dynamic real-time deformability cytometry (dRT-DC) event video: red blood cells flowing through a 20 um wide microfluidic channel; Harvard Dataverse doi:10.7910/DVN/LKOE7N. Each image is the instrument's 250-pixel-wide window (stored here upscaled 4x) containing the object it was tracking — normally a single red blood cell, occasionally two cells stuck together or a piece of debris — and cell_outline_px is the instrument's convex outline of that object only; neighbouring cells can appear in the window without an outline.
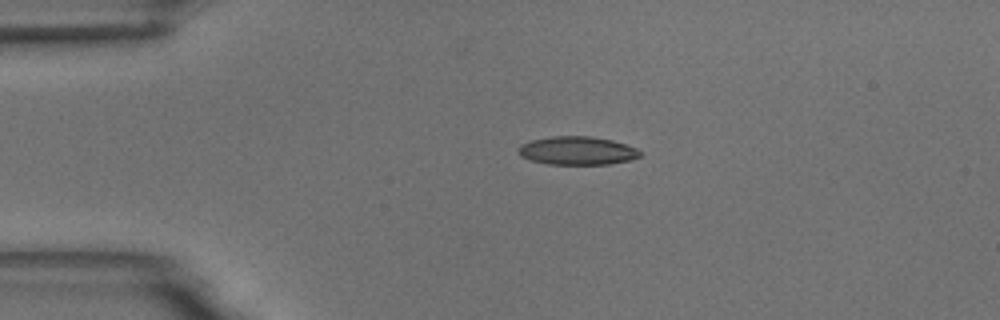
{"species": "common noctule bat (a hibernating species)", "species_latin": "Nyctalus noctula", "temperature_condition": "room temperature", "stored_images_in_passage": 55, "camera_frame_rate_fps": 3000, "um_per_image_px": 0.085, "animal": {"sex": "male", "body_mass_g": 18.8}, "frame": {"image": 1, "passage_image": 12, "time_ms": 3.667, "image_size_px": [1000, 320], "cell_outline_px": [[640, 156], [628, 160], [608, 164], [548, 164], [532, 160], [520, 156], [516, 152], [516, 148], [520, 144], [532, 140], [552, 136], [592, 136], [612, 140], [636, 148], [640, 152]], "centroid_in_image_um": [49.0, 12.8], "position_along_channel_um": 36.0, "area_um2": 20.06}}
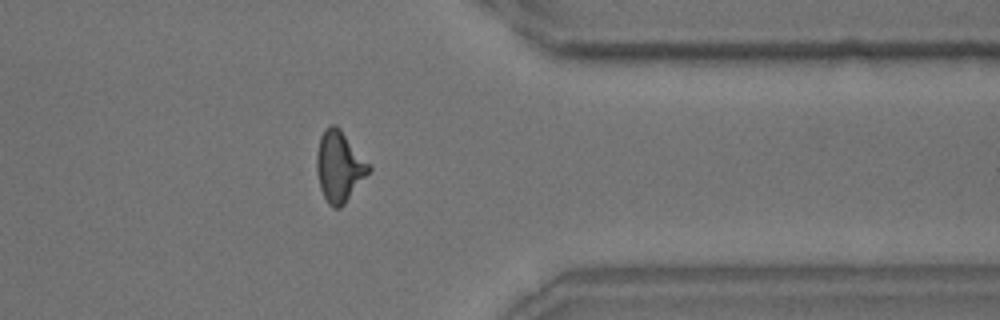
{"frame": {"image": 2, "passage_image": 44, "time_ms": 14.333, "image_size_px": [1000, 320], "cell_outline_px": [[372, 168], [344, 204], [340, 208], [332, 208], [328, 204], [320, 188], [316, 168], [316, 156], [320, 136], [324, 128], [328, 124], [336, 124], [340, 128]], "centroid_in_image_um": [28.81, 14.13], "position_along_channel_um": 382.6, "area_um2": 21.33}}
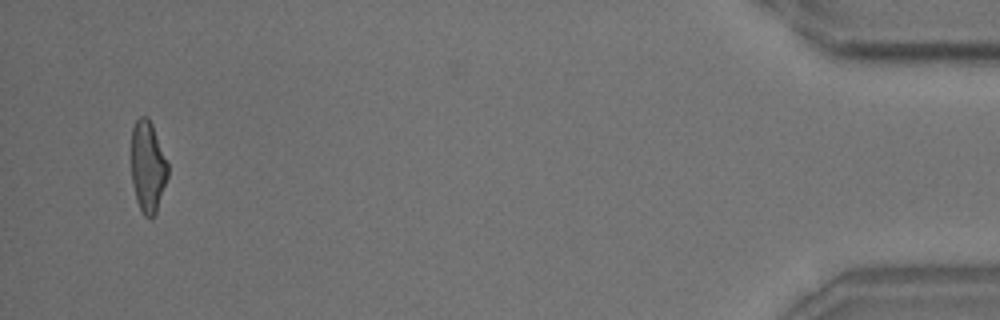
{"frame": {"image": 3, "passage_image": 53, "time_ms": 17.333, "image_size_px": [1000, 320], "cell_outline_px": [[168, 176], [156, 212], [152, 220], [144, 216], [136, 200], [132, 180], [132, 128], [136, 120], [140, 116], [148, 116], [152, 124], [168, 164]], "centroid_in_image_um": [12.56, 14.18], "position_along_channel_um": 422.6, "area_um2": 19.36}, "authors_computed_cell_mechanics": {"area_um2": 20.4612, "velocity_mm_per_s": 3.6901, "shape_relaxation_time_tau1_ms": 5.7478, "shape_relaxation_time_tau2_ms": 1.6819, "deformation_change_tau1": 0.2053, "deformation_change_tau2": 0.0975}}